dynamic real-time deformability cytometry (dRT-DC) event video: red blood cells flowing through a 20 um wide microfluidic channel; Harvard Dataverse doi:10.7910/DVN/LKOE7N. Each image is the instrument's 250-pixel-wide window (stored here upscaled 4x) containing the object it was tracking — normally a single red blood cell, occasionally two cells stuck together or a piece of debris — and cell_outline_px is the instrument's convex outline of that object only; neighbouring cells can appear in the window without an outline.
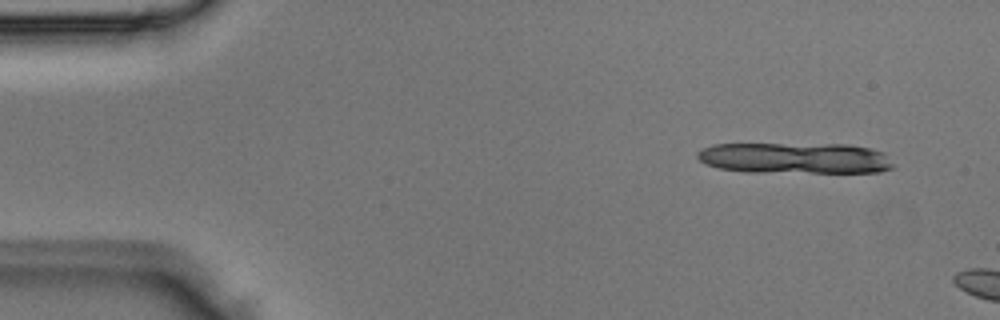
{"species": "Egyptian fruit bat (a non-hibernating species)", "species_latin": "Rousettus aegyptiacus", "temperature_condition": "room temperature", "stored_images_in_passage": 2, "camera_frame_rate_fps": 3000, "um_per_image_px": 0.085, "animal": {"sex": "male"}, "frame": {"image": 1, "passage_image": 1, "time_ms": 0.0, "image_size_px": [1000, 320], "cell_outline_px": [[892, 168], [880, 172], [744, 172], [720, 168], [708, 164], [700, 160], [696, 156], [696, 152], [700, 148], [712, 144], [848, 144], [872, 148], [884, 152], [892, 164]], "centroid_in_image_um": [67.55, 13.43], "position_along_channel_um": 17.4, "area_um2": 35.6}}